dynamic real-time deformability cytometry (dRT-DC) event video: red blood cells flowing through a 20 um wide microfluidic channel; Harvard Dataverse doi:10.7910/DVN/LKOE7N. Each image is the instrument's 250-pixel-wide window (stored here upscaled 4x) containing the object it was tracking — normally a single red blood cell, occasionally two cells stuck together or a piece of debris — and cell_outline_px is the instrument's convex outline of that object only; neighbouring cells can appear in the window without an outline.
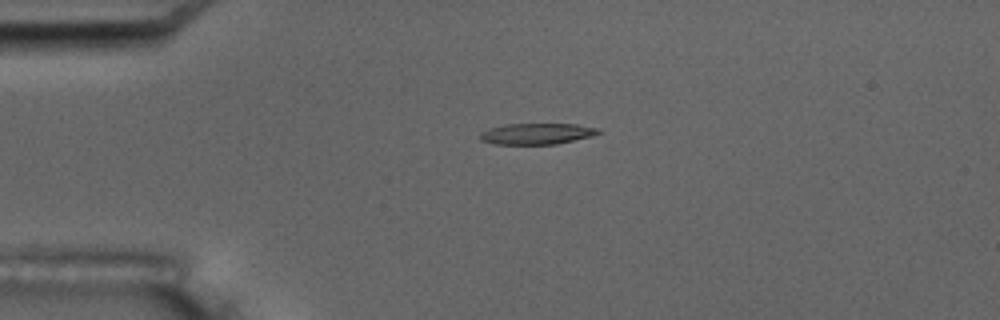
{"species": "common noctule bat (a hibernating species)", "species_latin": "Nyctalus noctula", "temperature_condition": "room temperature", "stored_images_in_passage": 5, "camera_frame_rate_fps": 3000, "um_per_image_px": 0.085, "animal": {"sex": "male", "body_mass_g": 17.5, "forearm_length_mm": 52.3}, "frame": {"image": 1, "passage_image": 4, "time_ms": 3.667, "image_size_px": [1000, 320], "cell_outline_px": [[604, 132], [592, 136], [556, 144], [496, 144], [480, 140], [480, 132], [488, 128], [504, 124], [576, 124], [600, 128]], "centroid_in_image_um": [45.66, 11.36], "position_along_channel_um": 39.3, "area_um2": 14.68}}